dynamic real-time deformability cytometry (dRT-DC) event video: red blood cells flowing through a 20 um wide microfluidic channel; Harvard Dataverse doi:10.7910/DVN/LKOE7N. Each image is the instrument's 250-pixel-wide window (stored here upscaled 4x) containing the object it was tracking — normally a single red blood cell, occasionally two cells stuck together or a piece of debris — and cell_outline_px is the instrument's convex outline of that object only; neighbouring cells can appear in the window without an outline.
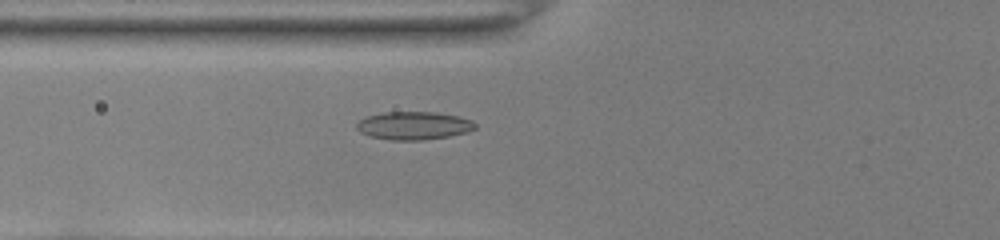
{"species": "common noctule bat (a hibernating species)", "species_latin": "Nyctalus noctula", "temperature_condition": "room temperature", "stored_images_in_passage": 37, "camera_frame_rate_fps": 3000, "um_per_image_px": 0.085, "animal": {"sex": "female", "body_mass_g": 22.0, "forearm_length_mm": 56.7}, "frame": {"image": 1, "passage_image": 6, "time_ms": 1.667, "image_size_px": [1000, 240], "cell_outline_px": [[476, 128], [468, 132], [448, 136], [424, 140], [388, 140], [368, 136], [360, 132], [356, 128], [356, 124], [360, 120], [368, 116], [384, 112], [436, 112], [456, 116], [472, 120], [476, 124]], "centroid_in_image_um": [35.16, 10.68], "position_along_channel_um": 90.6, "area_um2": 19.42}}
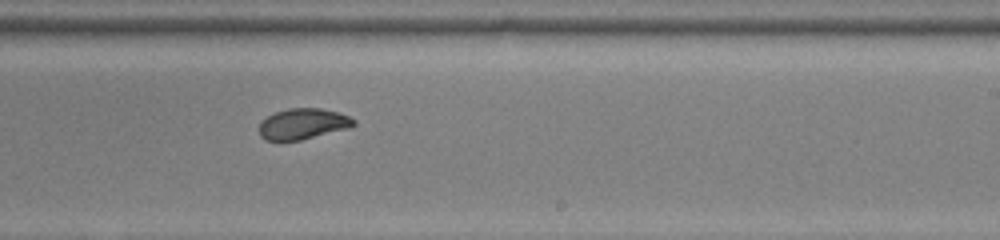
{"frame": {"image": 2, "passage_image": 19, "time_ms": 6.0, "image_size_px": [1000, 240], "cell_outline_px": [[356, 124], [352, 128], [300, 140], [264, 140], [260, 136], [260, 120], [276, 112], [288, 108], [320, 108], [340, 112], [356, 120]], "centroid_in_image_um": [25.79, 10.52], "position_along_channel_um": 263.2, "area_um2": 17.17}}
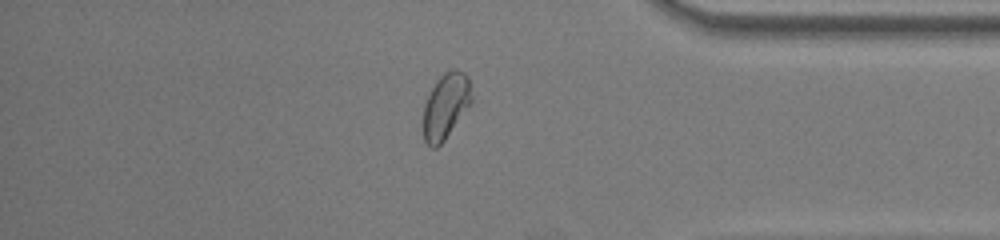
{"frame": {"image": 3, "passage_image": 30, "time_ms": 9.667, "image_size_px": [1000, 240], "cell_outline_px": [[472, 104], [444, 140], [436, 148], [432, 148], [424, 140], [424, 104], [436, 80], [444, 72], [452, 68], [456, 68], [464, 72], [468, 76], [472, 96]], "centroid_in_image_um": [37.92, 8.98], "position_along_channel_um": 397.3, "area_um2": 18.55}, "authors_computed_cell_mechanics": {"area_um2": 18.0914, "velocity_mm_per_s": 3.9932, "shape_relaxation_time_tau1_ms": 4.1066, "shape_relaxation_time_tau2_ms": null, "deformation_change_tau1": 0.1246, "deformation_change_tau2": null}}